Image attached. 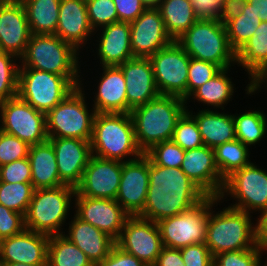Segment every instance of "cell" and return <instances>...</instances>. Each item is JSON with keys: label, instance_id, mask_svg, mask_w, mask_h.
Masks as SVG:
<instances>
[{"label": "cell", "instance_id": "obj_1", "mask_svg": "<svg viewBox=\"0 0 267 266\" xmlns=\"http://www.w3.org/2000/svg\"><path fill=\"white\" fill-rule=\"evenodd\" d=\"M206 197L181 168L163 167L149 160V187L138 216L157 223L191 209Z\"/></svg>", "mask_w": 267, "mask_h": 266}, {"label": "cell", "instance_id": "obj_2", "mask_svg": "<svg viewBox=\"0 0 267 266\" xmlns=\"http://www.w3.org/2000/svg\"><path fill=\"white\" fill-rule=\"evenodd\" d=\"M186 111V102L174 95H159L131 110L135 139L142 153L172 139L178 119Z\"/></svg>", "mask_w": 267, "mask_h": 266}, {"label": "cell", "instance_id": "obj_3", "mask_svg": "<svg viewBox=\"0 0 267 266\" xmlns=\"http://www.w3.org/2000/svg\"><path fill=\"white\" fill-rule=\"evenodd\" d=\"M80 52L55 34H31L20 68H32L62 75L76 87L83 82ZM80 65V66H79Z\"/></svg>", "mask_w": 267, "mask_h": 266}, {"label": "cell", "instance_id": "obj_4", "mask_svg": "<svg viewBox=\"0 0 267 266\" xmlns=\"http://www.w3.org/2000/svg\"><path fill=\"white\" fill-rule=\"evenodd\" d=\"M90 143L92 155L103 159L126 162L143 154L130 113H96Z\"/></svg>", "mask_w": 267, "mask_h": 266}, {"label": "cell", "instance_id": "obj_5", "mask_svg": "<svg viewBox=\"0 0 267 266\" xmlns=\"http://www.w3.org/2000/svg\"><path fill=\"white\" fill-rule=\"evenodd\" d=\"M213 207L216 206L209 211L205 242L213 257L223 252L251 249L258 244L251 214L230 206L216 212Z\"/></svg>", "mask_w": 267, "mask_h": 266}, {"label": "cell", "instance_id": "obj_6", "mask_svg": "<svg viewBox=\"0 0 267 266\" xmlns=\"http://www.w3.org/2000/svg\"><path fill=\"white\" fill-rule=\"evenodd\" d=\"M176 41L193 59L214 63L221 69L236 64V52L230 47L226 27L219 20L198 19Z\"/></svg>", "mask_w": 267, "mask_h": 266}, {"label": "cell", "instance_id": "obj_7", "mask_svg": "<svg viewBox=\"0 0 267 266\" xmlns=\"http://www.w3.org/2000/svg\"><path fill=\"white\" fill-rule=\"evenodd\" d=\"M76 190L70 185L34 190L25 218V229L46 235L63 234ZM73 201V202H72Z\"/></svg>", "mask_w": 267, "mask_h": 266}, {"label": "cell", "instance_id": "obj_8", "mask_svg": "<svg viewBox=\"0 0 267 266\" xmlns=\"http://www.w3.org/2000/svg\"><path fill=\"white\" fill-rule=\"evenodd\" d=\"M83 85L84 83L80 84L46 114L48 138H76L91 141L96 111L93 106L88 110Z\"/></svg>", "mask_w": 267, "mask_h": 266}, {"label": "cell", "instance_id": "obj_9", "mask_svg": "<svg viewBox=\"0 0 267 266\" xmlns=\"http://www.w3.org/2000/svg\"><path fill=\"white\" fill-rule=\"evenodd\" d=\"M220 201L218 197L207 196L191 209L157 222L163 246L182 249L192 244L205 243L210 208Z\"/></svg>", "mask_w": 267, "mask_h": 266}, {"label": "cell", "instance_id": "obj_10", "mask_svg": "<svg viewBox=\"0 0 267 266\" xmlns=\"http://www.w3.org/2000/svg\"><path fill=\"white\" fill-rule=\"evenodd\" d=\"M76 88L65 76L32 68H19L17 95L45 114Z\"/></svg>", "mask_w": 267, "mask_h": 266}, {"label": "cell", "instance_id": "obj_11", "mask_svg": "<svg viewBox=\"0 0 267 266\" xmlns=\"http://www.w3.org/2000/svg\"><path fill=\"white\" fill-rule=\"evenodd\" d=\"M229 195L235 200V204L230 207L249 214L258 211L259 214L267 207V170L251 162L234 171L225 179L219 196L221 203Z\"/></svg>", "mask_w": 267, "mask_h": 266}, {"label": "cell", "instance_id": "obj_12", "mask_svg": "<svg viewBox=\"0 0 267 266\" xmlns=\"http://www.w3.org/2000/svg\"><path fill=\"white\" fill-rule=\"evenodd\" d=\"M190 58L175 40L149 57L160 95L186 100Z\"/></svg>", "mask_w": 267, "mask_h": 266}, {"label": "cell", "instance_id": "obj_13", "mask_svg": "<svg viewBox=\"0 0 267 266\" xmlns=\"http://www.w3.org/2000/svg\"><path fill=\"white\" fill-rule=\"evenodd\" d=\"M1 131L30 146L48 140L46 114L34 109L18 95L0 103Z\"/></svg>", "mask_w": 267, "mask_h": 266}, {"label": "cell", "instance_id": "obj_14", "mask_svg": "<svg viewBox=\"0 0 267 266\" xmlns=\"http://www.w3.org/2000/svg\"><path fill=\"white\" fill-rule=\"evenodd\" d=\"M116 245L147 266L155 264L164 247L158 224L140 216H128Z\"/></svg>", "mask_w": 267, "mask_h": 266}, {"label": "cell", "instance_id": "obj_15", "mask_svg": "<svg viewBox=\"0 0 267 266\" xmlns=\"http://www.w3.org/2000/svg\"><path fill=\"white\" fill-rule=\"evenodd\" d=\"M122 174V161L91 156L76 194L84 197L116 199Z\"/></svg>", "mask_w": 267, "mask_h": 266}, {"label": "cell", "instance_id": "obj_16", "mask_svg": "<svg viewBox=\"0 0 267 266\" xmlns=\"http://www.w3.org/2000/svg\"><path fill=\"white\" fill-rule=\"evenodd\" d=\"M149 187V158L140 157L122 162V174L116 201L129 216H138L144 209Z\"/></svg>", "mask_w": 267, "mask_h": 266}, {"label": "cell", "instance_id": "obj_17", "mask_svg": "<svg viewBox=\"0 0 267 266\" xmlns=\"http://www.w3.org/2000/svg\"><path fill=\"white\" fill-rule=\"evenodd\" d=\"M75 215L107 233L115 241L120 237L128 214L114 199L84 197L75 194Z\"/></svg>", "mask_w": 267, "mask_h": 266}, {"label": "cell", "instance_id": "obj_18", "mask_svg": "<svg viewBox=\"0 0 267 266\" xmlns=\"http://www.w3.org/2000/svg\"><path fill=\"white\" fill-rule=\"evenodd\" d=\"M130 32L133 57L149 58L173 41L158 8H146L130 23Z\"/></svg>", "mask_w": 267, "mask_h": 266}, {"label": "cell", "instance_id": "obj_19", "mask_svg": "<svg viewBox=\"0 0 267 266\" xmlns=\"http://www.w3.org/2000/svg\"><path fill=\"white\" fill-rule=\"evenodd\" d=\"M180 168L207 196L219 198L225 179L220 175L212 148L203 145L185 150Z\"/></svg>", "mask_w": 267, "mask_h": 266}, {"label": "cell", "instance_id": "obj_20", "mask_svg": "<svg viewBox=\"0 0 267 266\" xmlns=\"http://www.w3.org/2000/svg\"><path fill=\"white\" fill-rule=\"evenodd\" d=\"M49 235L24 229L0 241L2 264L47 265Z\"/></svg>", "mask_w": 267, "mask_h": 266}, {"label": "cell", "instance_id": "obj_21", "mask_svg": "<svg viewBox=\"0 0 267 266\" xmlns=\"http://www.w3.org/2000/svg\"><path fill=\"white\" fill-rule=\"evenodd\" d=\"M55 151L60 180L76 187L92 156L90 141L76 138H48Z\"/></svg>", "mask_w": 267, "mask_h": 266}, {"label": "cell", "instance_id": "obj_22", "mask_svg": "<svg viewBox=\"0 0 267 266\" xmlns=\"http://www.w3.org/2000/svg\"><path fill=\"white\" fill-rule=\"evenodd\" d=\"M119 67L125 78L127 113L160 95L149 58L134 57Z\"/></svg>", "mask_w": 267, "mask_h": 266}, {"label": "cell", "instance_id": "obj_23", "mask_svg": "<svg viewBox=\"0 0 267 266\" xmlns=\"http://www.w3.org/2000/svg\"><path fill=\"white\" fill-rule=\"evenodd\" d=\"M31 30L22 2L0 4V51L20 59L25 53Z\"/></svg>", "mask_w": 267, "mask_h": 266}, {"label": "cell", "instance_id": "obj_24", "mask_svg": "<svg viewBox=\"0 0 267 266\" xmlns=\"http://www.w3.org/2000/svg\"><path fill=\"white\" fill-rule=\"evenodd\" d=\"M95 34L89 22L86 0L60 1L56 36L80 52Z\"/></svg>", "mask_w": 267, "mask_h": 266}, {"label": "cell", "instance_id": "obj_25", "mask_svg": "<svg viewBox=\"0 0 267 266\" xmlns=\"http://www.w3.org/2000/svg\"><path fill=\"white\" fill-rule=\"evenodd\" d=\"M95 36L97 57L100 66H119L133 57L130 23L117 22L99 29ZM101 32V33H100Z\"/></svg>", "mask_w": 267, "mask_h": 266}, {"label": "cell", "instance_id": "obj_26", "mask_svg": "<svg viewBox=\"0 0 267 266\" xmlns=\"http://www.w3.org/2000/svg\"><path fill=\"white\" fill-rule=\"evenodd\" d=\"M102 76L94 95L96 113H127L126 84L119 66H100ZM103 68V69H102Z\"/></svg>", "mask_w": 267, "mask_h": 266}, {"label": "cell", "instance_id": "obj_27", "mask_svg": "<svg viewBox=\"0 0 267 266\" xmlns=\"http://www.w3.org/2000/svg\"><path fill=\"white\" fill-rule=\"evenodd\" d=\"M68 234L63 235L74 243L96 266L102 262L111 251L116 241L104 231L79 219L75 214L69 221Z\"/></svg>", "mask_w": 267, "mask_h": 266}, {"label": "cell", "instance_id": "obj_28", "mask_svg": "<svg viewBox=\"0 0 267 266\" xmlns=\"http://www.w3.org/2000/svg\"><path fill=\"white\" fill-rule=\"evenodd\" d=\"M186 110L195 118L203 144L214 149L216 146L236 139L233 114L218 112L211 108L200 109L198 112Z\"/></svg>", "mask_w": 267, "mask_h": 266}, {"label": "cell", "instance_id": "obj_29", "mask_svg": "<svg viewBox=\"0 0 267 266\" xmlns=\"http://www.w3.org/2000/svg\"><path fill=\"white\" fill-rule=\"evenodd\" d=\"M28 158L31 168V183L35 190L64 185L59 177L55 151L48 140L31 145Z\"/></svg>", "mask_w": 267, "mask_h": 266}, {"label": "cell", "instance_id": "obj_30", "mask_svg": "<svg viewBox=\"0 0 267 266\" xmlns=\"http://www.w3.org/2000/svg\"><path fill=\"white\" fill-rule=\"evenodd\" d=\"M230 69L232 68L221 69L209 81L195 89L186 98V106L189 104L190 99H192L193 101L198 100L197 102L203 103L205 106L213 107V110H224L225 105L227 106L228 102L232 101L233 94L236 92L235 84L231 80L232 78L227 75L228 71L230 73Z\"/></svg>", "mask_w": 267, "mask_h": 266}, {"label": "cell", "instance_id": "obj_31", "mask_svg": "<svg viewBox=\"0 0 267 266\" xmlns=\"http://www.w3.org/2000/svg\"><path fill=\"white\" fill-rule=\"evenodd\" d=\"M267 63V22L261 21L253 36L236 52V65L245 68L249 80Z\"/></svg>", "mask_w": 267, "mask_h": 266}, {"label": "cell", "instance_id": "obj_32", "mask_svg": "<svg viewBox=\"0 0 267 266\" xmlns=\"http://www.w3.org/2000/svg\"><path fill=\"white\" fill-rule=\"evenodd\" d=\"M158 9L166 32L175 41L198 20L190 0H162Z\"/></svg>", "mask_w": 267, "mask_h": 266}, {"label": "cell", "instance_id": "obj_33", "mask_svg": "<svg viewBox=\"0 0 267 266\" xmlns=\"http://www.w3.org/2000/svg\"><path fill=\"white\" fill-rule=\"evenodd\" d=\"M61 0H21L32 34H55Z\"/></svg>", "mask_w": 267, "mask_h": 266}, {"label": "cell", "instance_id": "obj_34", "mask_svg": "<svg viewBox=\"0 0 267 266\" xmlns=\"http://www.w3.org/2000/svg\"><path fill=\"white\" fill-rule=\"evenodd\" d=\"M48 266H95L74 243L63 234L51 235L48 243Z\"/></svg>", "mask_w": 267, "mask_h": 266}, {"label": "cell", "instance_id": "obj_35", "mask_svg": "<svg viewBox=\"0 0 267 266\" xmlns=\"http://www.w3.org/2000/svg\"><path fill=\"white\" fill-rule=\"evenodd\" d=\"M266 116V113L259 109L233 114L236 139L250 148L260 143L267 133Z\"/></svg>", "mask_w": 267, "mask_h": 266}, {"label": "cell", "instance_id": "obj_36", "mask_svg": "<svg viewBox=\"0 0 267 266\" xmlns=\"http://www.w3.org/2000/svg\"><path fill=\"white\" fill-rule=\"evenodd\" d=\"M213 150L216 165L224 179L251 163L249 147L237 139L218 145Z\"/></svg>", "mask_w": 267, "mask_h": 266}, {"label": "cell", "instance_id": "obj_37", "mask_svg": "<svg viewBox=\"0 0 267 266\" xmlns=\"http://www.w3.org/2000/svg\"><path fill=\"white\" fill-rule=\"evenodd\" d=\"M260 22V18L250 9L247 2L242 13L225 25L230 47L237 52L253 36Z\"/></svg>", "mask_w": 267, "mask_h": 266}, {"label": "cell", "instance_id": "obj_38", "mask_svg": "<svg viewBox=\"0 0 267 266\" xmlns=\"http://www.w3.org/2000/svg\"><path fill=\"white\" fill-rule=\"evenodd\" d=\"M34 190L32 183H7L0 181V204L25 216Z\"/></svg>", "mask_w": 267, "mask_h": 266}, {"label": "cell", "instance_id": "obj_39", "mask_svg": "<svg viewBox=\"0 0 267 266\" xmlns=\"http://www.w3.org/2000/svg\"><path fill=\"white\" fill-rule=\"evenodd\" d=\"M20 59L0 51V103L18 94ZM18 62V64L16 63Z\"/></svg>", "mask_w": 267, "mask_h": 266}, {"label": "cell", "instance_id": "obj_40", "mask_svg": "<svg viewBox=\"0 0 267 266\" xmlns=\"http://www.w3.org/2000/svg\"><path fill=\"white\" fill-rule=\"evenodd\" d=\"M171 140L183 150L196 149L204 145L196 120L187 110L178 119Z\"/></svg>", "mask_w": 267, "mask_h": 266}, {"label": "cell", "instance_id": "obj_41", "mask_svg": "<svg viewBox=\"0 0 267 266\" xmlns=\"http://www.w3.org/2000/svg\"><path fill=\"white\" fill-rule=\"evenodd\" d=\"M265 247L259 243L245 250L228 251L220 253L213 257L214 266H267L265 259L262 264V255Z\"/></svg>", "mask_w": 267, "mask_h": 266}, {"label": "cell", "instance_id": "obj_42", "mask_svg": "<svg viewBox=\"0 0 267 266\" xmlns=\"http://www.w3.org/2000/svg\"><path fill=\"white\" fill-rule=\"evenodd\" d=\"M144 154L153 164L168 168H180L185 150L170 140L152 146Z\"/></svg>", "mask_w": 267, "mask_h": 266}, {"label": "cell", "instance_id": "obj_43", "mask_svg": "<svg viewBox=\"0 0 267 266\" xmlns=\"http://www.w3.org/2000/svg\"><path fill=\"white\" fill-rule=\"evenodd\" d=\"M86 9L95 33L100 28L119 22L113 0H86Z\"/></svg>", "mask_w": 267, "mask_h": 266}, {"label": "cell", "instance_id": "obj_44", "mask_svg": "<svg viewBox=\"0 0 267 266\" xmlns=\"http://www.w3.org/2000/svg\"><path fill=\"white\" fill-rule=\"evenodd\" d=\"M221 68L211 62L190 58L187 79V97L214 77Z\"/></svg>", "mask_w": 267, "mask_h": 266}, {"label": "cell", "instance_id": "obj_45", "mask_svg": "<svg viewBox=\"0 0 267 266\" xmlns=\"http://www.w3.org/2000/svg\"><path fill=\"white\" fill-rule=\"evenodd\" d=\"M30 145L16 136L0 131V166L27 158Z\"/></svg>", "mask_w": 267, "mask_h": 266}, {"label": "cell", "instance_id": "obj_46", "mask_svg": "<svg viewBox=\"0 0 267 266\" xmlns=\"http://www.w3.org/2000/svg\"><path fill=\"white\" fill-rule=\"evenodd\" d=\"M0 181L7 183H31L29 158H23L0 166Z\"/></svg>", "mask_w": 267, "mask_h": 266}, {"label": "cell", "instance_id": "obj_47", "mask_svg": "<svg viewBox=\"0 0 267 266\" xmlns=\"http://www.w3.org/2000/svg\"><path fill=\"white\" fill-rule=\"evenodd\" d=\"M25 229L24 215L0 204V241L21 233Z\"/></svg>", "mask_w": 267, "mask_h": 266}, {"label": "cell", "instance_id": "obj_48", "mask_svg": "<svg viewBox=\"0 0 267 266\" xmlns=\"http://www.w3.org/2000/svg\"><path fill=\"white\" fill-rule=\"evenodd\" d=\"M185 266H214L213 256L205 243H196L180 249Z\"/></svg>", "mask_w": 267, "mask_h": 266}, {"label": "cell", "instance_id": "obj_49", "mask_svg": "<svg viewBox=\"0 0 267 266\" xmlns=\"http://www.w3.org/2000/svg\"><path fill=\"white\" fill-rule=\"evenodd\" d=\"M119 22L131 23L146 9L141 0H113Z\"/></svg>", "mask_w": 267, "mask_h": 266}, {"label": "cell", "instance_id": "obj_50", "mask_svg": "<svg viewBox=\"0 0 267 266\" xmlns=\"http://www.w3.org/2000/svg\"><path fill=\"white\" fill-rule=\"evenodd\" d=\"M96 266H147L144 262L137 259L134 255H131L116 244L112 247L109 255Z\"/></svg>", "mask_w": 267, "mask_h": 266}, {"label": "cell", "instance_id": "obj_51", "mask_svg": "<svg viewBox=\"0 0 267 266\" xmlns=\"http://www.w3.org/2000/svg\"><path fill=\"white\" fill-rule=\"evenodd\" d=\"M197 19L218 20L221 5L214 0H190Z\"/></svg>", "mask_w": 267, "mask_h": 266}, {"label": "cell", "instance_id": "obj_52", "mask_svg": "<svg viewBox=\"0 0 267 266\" xmlns=\"http://www.w3.org/2000/svg\"><path fill=\"white\" fill-rule=\"evenodd\" d=\"M247 4V0H224L220 7L218 20L226 25L230 20L237 18Z\"/></svg>", "mask_w": 267, "mask_h": 266}, {"label": "cell", "instance_id": "obj_53", "mask_svg": "<svg viewBox=\"0 0 267 266\" xmlns=\"http://www.w3.org/2000/svg\"><path fill=\"white\" fill-rule=\"evenodd\" d=\"M153 266H185L180 249L163 247Z\"/></svg>", "mask_w": 267, "mask_h": 266}, {"label": "cell", "instance_id": "obj_54", "mask_svg": "<svg viewBox=\"0 0 267 266\" xmlns=\"http://www.w3.org/2000/svg\"><path fill=\"white\" fill-rule=\"evenodd\" d=\"M249 81L245 89L247 95L260 92L265 82L264 87H267V63Z\"/></svg>", "mask_w": 267, "mask_h": 266}, {"label": "cell", "instance_id": "obj_55", "mask_svg": "<svg viewBox=\"0 0 267 266\" xmlns=\"http://www.w3.org/2000/svg\"><path fill=\"white\" fill-rule=\"evenodd\" d=\"M258 218L255 220L257 240L260 245L267 244V207L259 212Z\"/></svg>", "mask_w": 267, "mask_h": 266}, {"label": "cell", "instance_id": "obj_56", "mask_svg": "<svg viewBox=\"0 0 267 266\" xmlns=\"http://www.w3.org/2000/svg\"><path fill=\"white\" fill-rule=\"evenodd\" d=\"M250 9L260 18L261 21L267 22V0H247Z\"/></svg>", "mask_w": 267, "mask_h": 266}, {"label": "cell", "instance_id": "obj_57", "mask_svg": "<svg viewBox=\"0 0 267 266\" xmlns=\"http://www.w3.org/2000/svg\"><path fill=\"white\" fill-rule=\"evenodd\" d=\"M146 8H158L162 0H141Z\"/></svg>", "mask_w": 267, "mask_h": 266}, {"label": "cell", "instance_id": "obj_58", "mask_svg": "<svg viewBox=\"0 0 267 266\" xmlns=\"http://www.w3.org/2000/svg\"><path fill=\"white\" fill-rule=\"evenodd\" d=\"M2 266H48V265H31V264H21V263H8V264H2Z\"/></svg>", "mask_w": 267, "mask_h": 266}, {"label": "cell", "instance_id": "obj_59", "mask_svg": "<svg viewBox=\"0 0 267 266\" xmlns=\"http://www.w3.org/2000/svg\"><path fill=\"white\" fill-rule=\"evenodd\" d=\"M21 0H0V4H12L20 2Z\"/></svg>", "mask_w": 267, "mask_h": 266}, {"label": "cell", "instance_id": "obj_60", "mask_svg": "<svg viewBox=\"0 0 267 266\" xmlns=\"http://www.w3.org/2000/svg\"><path fill=\"white\" fill-rule=\"evenodd\" d=\"M214 1H216L217 3H219L221 5L224 0H214Z\"/></svg>", "mask_w": 267, "mask_h": 266}, {"label": "cell", "instance_id": "obj_61", "mask_svg": "<svg viewBox=\"0 0 267 266\" xmlns=\"http://www.w3.org/2000/svg\"><path fill=\"white\" fill-rule=\"evenodd\" d=\"M0 131H1V111H0Z\"/></svg>", "mask_w": 267, "mask_h": 266}, {"label": "cell", "instance_id": "obj_62", "mask_svg": "<svg viewBox=\"0 0 267 266\" xmlns=\"http://www.w3.org/2000/svg\"><path fill=\"white\" fill-rule=\"evenodd\" d=\"M265 247V253H267V244L264 246ZM267 259V258H266ZM267 262V261H266Z\"/></svg>", "mask_w": 267, "mask_h": 266}]
</instances>
